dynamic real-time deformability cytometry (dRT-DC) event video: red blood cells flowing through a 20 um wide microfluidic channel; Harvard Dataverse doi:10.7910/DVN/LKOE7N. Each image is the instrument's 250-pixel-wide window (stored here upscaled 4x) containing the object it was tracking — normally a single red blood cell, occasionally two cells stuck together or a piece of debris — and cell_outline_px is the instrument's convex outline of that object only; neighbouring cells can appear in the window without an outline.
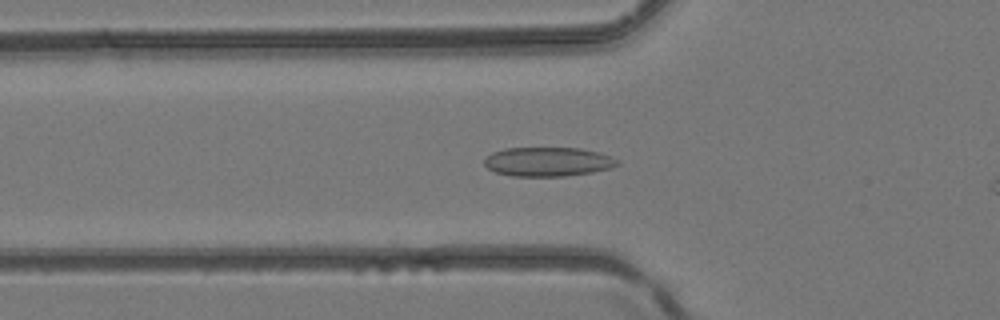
{"species": "common noctule bat (a hibernating species)", "species_latin": "Nyctalus noctula", "temperature_condition": "room temperature", "stored_images_in_passage": 34, "camera_frame_rate_fps": 3000, "um_per_image_px": 0.085, "animal": {"sex": "female", "body_mass_g": 24.6, "forearm_length_mm": 56.2}, "frame": {"image": 1, "passage_image": 11, "time_ms": 3.333, "image_size_px": [1000, 320], "cell_outline_px": [[620, 164], [612, 168], [592, 172], [564, 176], [512, 176], [496, 172], [488, 168], [484, 164], [484, 160], [492, 152], [504, 148], [580, 148], [596, 152], [620, 160]], "centroid_in_image_um": [46.57, 13.75], "position_along_channel_um": 79.2, "area_um2": 22.54}}
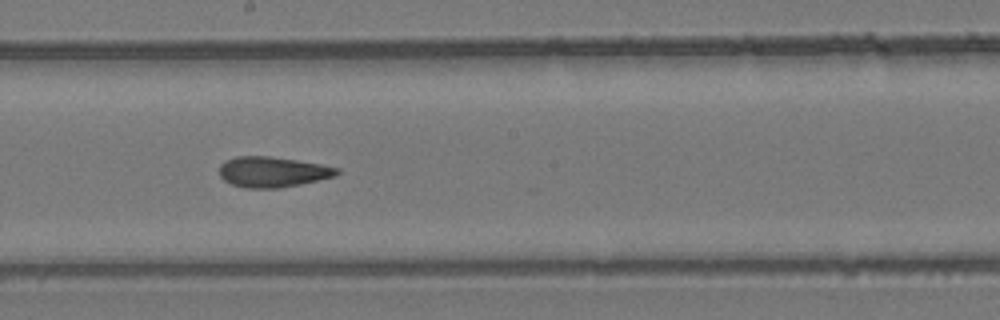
{"frame": {"image": 2, "passage_image": 20, "time_ms": 6.333, "image_size_px": [1000, 320], "cell_outline_px": [[340, 172], [336, 176], [300, 184], [280, 188], [244, 188], [232, 184], [224, 180], [220, 176], [220, 164], [224, 160], [236, 156], [268, 156], [296, 160], [320, 164], [340, 168]], "centroid_in_image_um": [23.16, 14.61], "position_along_channel_um": 225.0, "area_um2": 20.92}}
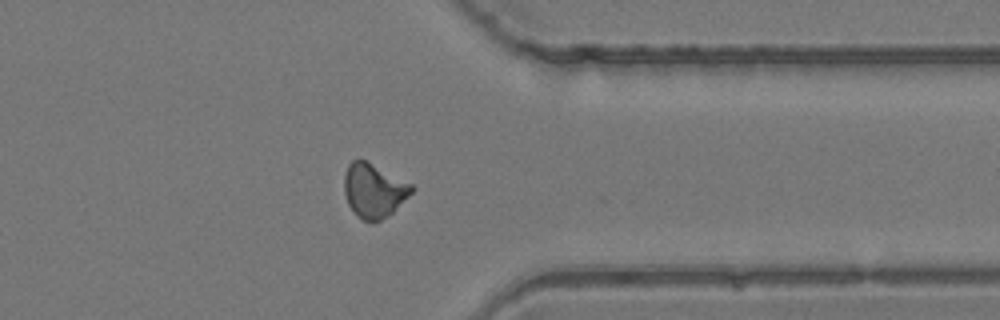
{"frame": {"image": 3, "passage_image": 30, "time_ms": 9.667, "image_size_px": [1000, 320], "cell_outline_px": [[416, 188], [392, 212], [380, 220], [372, 224], [356, 216], [348, 204], [344, 192], [344, 172], [348, 164], [352, 160], [364, 160], [412, 184]], "centroid_in_image_um": [31.74, 16.21], "position_along_channel_um": 379.7, "area_um2": 21.1}}